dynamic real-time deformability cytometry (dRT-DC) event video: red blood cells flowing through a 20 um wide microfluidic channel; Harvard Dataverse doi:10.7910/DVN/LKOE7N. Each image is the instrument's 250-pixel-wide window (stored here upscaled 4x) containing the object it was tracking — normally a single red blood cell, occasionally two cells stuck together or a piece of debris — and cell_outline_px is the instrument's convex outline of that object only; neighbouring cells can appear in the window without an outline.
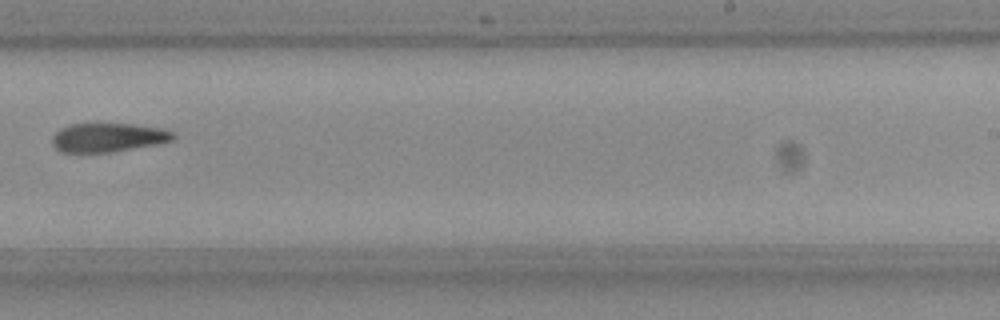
{"species": "Egyptian fruit bat (a non-hibernating species)", "species_latin": "Rousettus aegyptiacus", "temperature_condition": "room temperature", "stored_images_in_passage": 10, "camera_frame_rate_fps": 3000, "um_per_image_px": 0.085, "frame": {"image": 1, "passage_image": 9, "time_ms": 2.667, "image_size_px": [1000, 320], "cell_outline_px": [[176, 136], [172, 140], [156, 144], [112, 152], [60, 152], [52, 144], [52, 136], [60, 128], [72, 124], [128, 124], [164, 128], [172, 132]], "centroid_in_image_um": [9.17, 11.69], "position_along_channel_um": 279.8, "area_um2": 20.23}}